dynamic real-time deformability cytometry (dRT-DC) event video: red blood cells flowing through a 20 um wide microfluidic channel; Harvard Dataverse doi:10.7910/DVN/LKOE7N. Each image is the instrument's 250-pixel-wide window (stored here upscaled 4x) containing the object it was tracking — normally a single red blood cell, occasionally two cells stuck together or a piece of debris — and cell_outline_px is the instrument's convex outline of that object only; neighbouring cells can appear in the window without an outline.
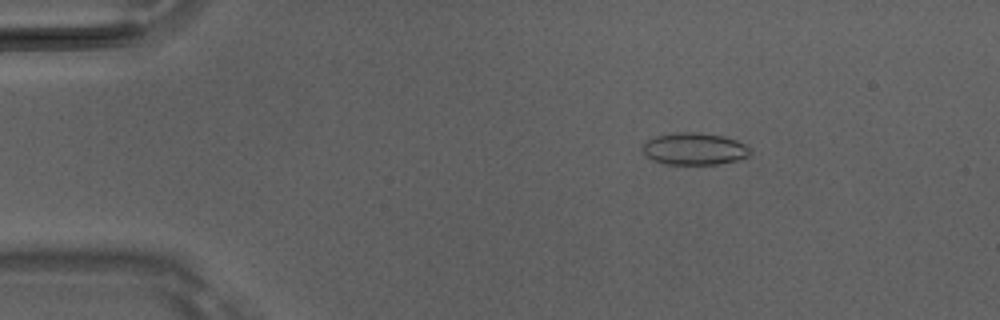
{"species": "Egyptian fruit bat (a non-hibernating species)", "species_latin": "Rousettus aegyptiacus", "temperature_condition": "room temperature", "stored_images_in_passage": 49, "camera_frame_rate_fps": 3000, "um_per_image_px": 0.085, "animal": {"sex": "male"}, "frame": {"image": 1, "passage_image": 8, "time_ms": 2.333, "image_size_px": [1000, 320], "cell_outline_px": [[752, 152], [748, 156], [736, 160], [716, 164], [664, 164], [652, 160], [644, 152], [644, 144], [648, 140], [656, 136], [672, 132], [700, 132], [724, 136], [736, 140], [744, 144]], "centroid_in_image_um": [59.03, 12.64], "position_along_channel_um": 26.0, "area_um2": 20.0}}
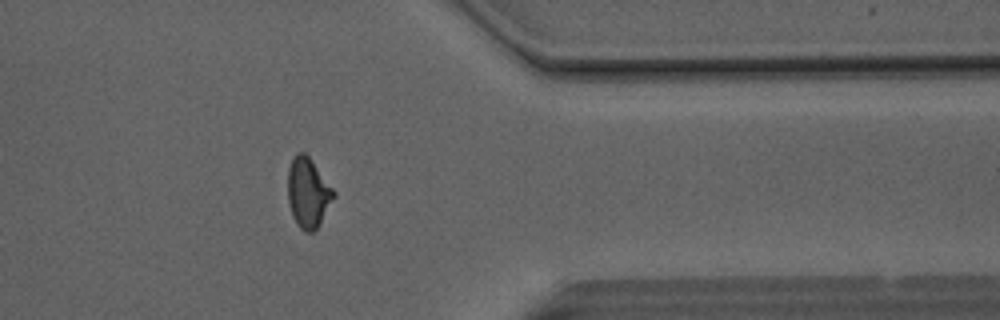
{"frame": {"image": 2, "passage_image": 40, "time_ms": 13.0, "image_size_px": [1000, 320], "cell_outline_px": [[336, 196], [320, 224], [312, 232], [304, 232], [296, 224], [292, 216], [288, 204], [288, 168], [296, 152], [304, 152], [312, 160], [336, 192]], "centroid_in_image_um": [26.19, 16.39], "position_along_channel_um": 385.2, "area_um2": 18.9}}
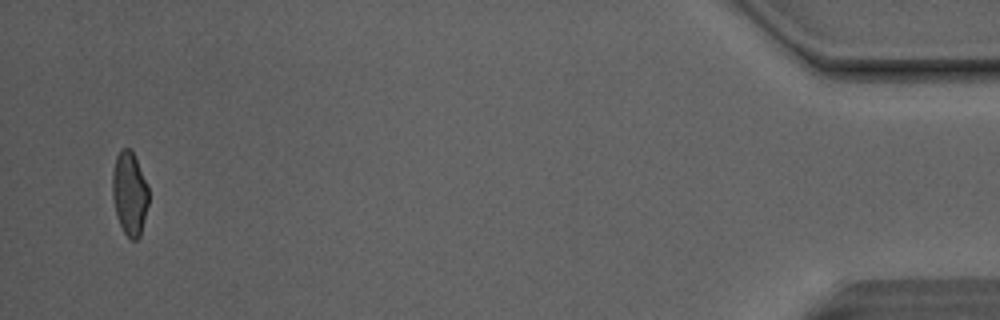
{"frame": {"image": 3, "passage_image": 48, "time_ms": 15.667, "image_size_px": [1000, 320], "cell_outline_px": [[148, 204], [140, 236], [136, 240], [132, 240], [124, 232], [116, 216], [112, 196], [112, 172], [116, 156], [120, 148], [128, 148], [132, 152], [136, 160], [148, 188]], "centroid_in_image_um": [10.99, 16.45], "position_along_channel_um": 424.2, "area_um2": 17.46}, "authors_computed_cell_mechanics": {"area_um2": 18.8428, "velocity_mm_per_s": 4.1646, "shape_relaxation_time_tau1_ms": 5.9532, "shape_relaxation_time_tau2_ms": 1.2056, "deformation_change_tau1": 0.1541, "deformation_change_tau2": 0.076}}